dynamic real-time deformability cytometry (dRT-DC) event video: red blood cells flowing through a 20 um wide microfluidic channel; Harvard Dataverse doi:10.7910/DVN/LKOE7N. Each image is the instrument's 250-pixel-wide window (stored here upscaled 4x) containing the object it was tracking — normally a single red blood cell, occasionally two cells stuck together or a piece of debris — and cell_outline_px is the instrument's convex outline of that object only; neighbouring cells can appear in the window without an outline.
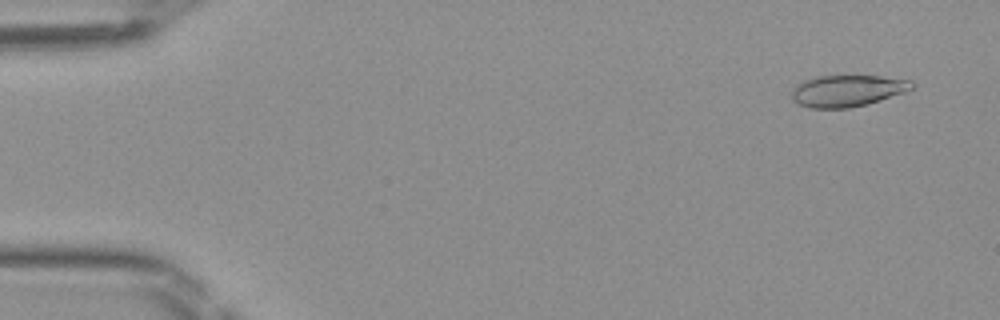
{"species": "Egyptian fruit bat (a non-hibernating species)", "species_latin": "Rousettus aegyptiacus", "temperature_condition": "room temperature", "stored_images_in_passage": 48, "camera_frame_rate_fps": 3000, "um_per_image_px": 0.085, "frame": {"image": 1, "passage_image": 3, "time_ms": 0.667, "image_size_px": [1000, 320], "cell_outline_px": [[916, 84], [912, 88], [904, 92], [868, 104], [852, 108], [808, 108], [792, 100], [792, 88], [796, 84], [804, 80], [816, 76], [880, 76], [912, 80]], "centroid_in_image_um": [72.01, 7.71], "position_along_channel_um": 13.0, "area_um2": 22.25}}
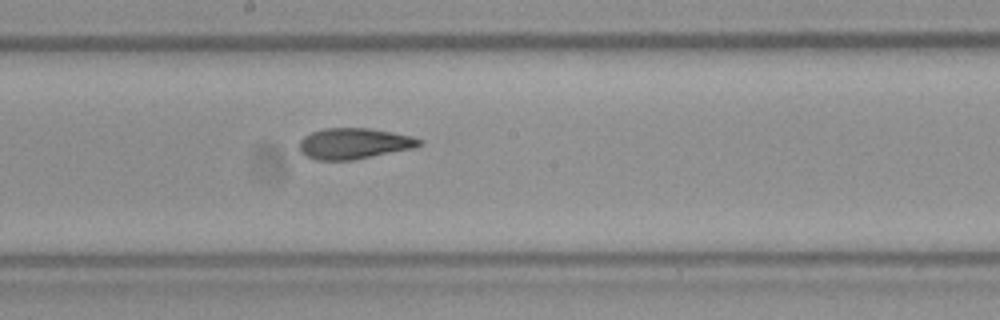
{"frame": {"image": 2, "passage_image": 26, "time_ms": 8.333, "image_size_px": [1000, 320], "cell_outline_px": [[424, 144], [416, 148], [352, 160], [316, 160], [304, 156], [300, 152], [300, 140], [304, 136], [312, 132], [324, 128], [368, 128], [392, 132], [412, 136], [424, 140]], "centroid_in_image_um": [30.12, 12.2], "position_along_channel_um": 218.1, "area_um2": 21.85}}
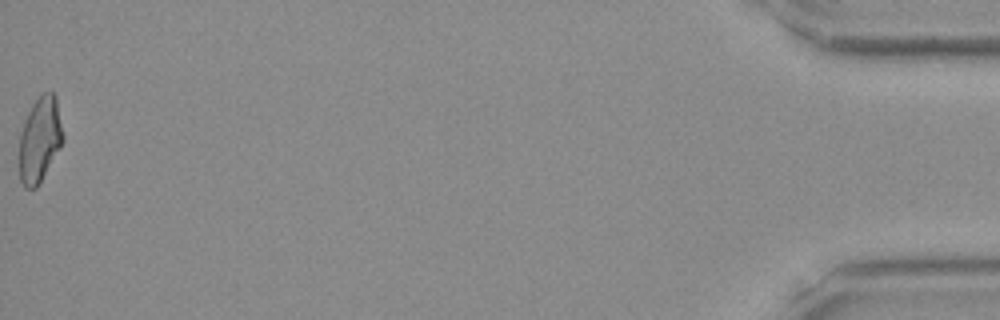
{"frame": {"image": 3, "passage_image": 48, "time_ms": 15.667, "image_size_px": [1000, 320], "cell_outline_px": [[64, 140], [60, 148], [36, 188], [24, 188], [20, 180], [20, 132], [24, 120], [32, 104], [40, 92], [52, 92], [56, 96], [64, 136]], "centroid_in_image_um": [3.39, 11.82], "position_along_channel_um": 431.8, "area_um2": 21.73}}